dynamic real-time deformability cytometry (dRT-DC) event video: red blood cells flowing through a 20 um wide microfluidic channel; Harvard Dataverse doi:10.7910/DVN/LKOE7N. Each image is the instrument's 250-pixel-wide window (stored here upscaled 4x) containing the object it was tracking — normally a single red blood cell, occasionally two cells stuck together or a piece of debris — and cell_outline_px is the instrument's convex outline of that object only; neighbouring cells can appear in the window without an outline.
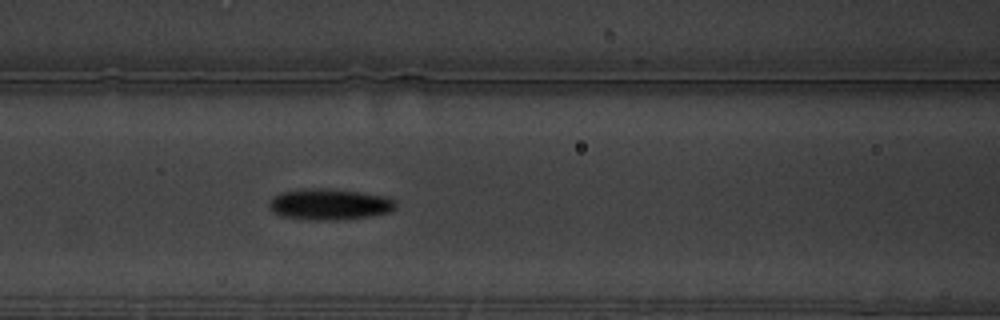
{"species": "common noctule bat (a hibernating species)", "species_latin": "Nyctalus noctula", "temperature_condition": "warm", "stored_images_in_passage": 60, "camera_frame_rate_fps": 3000, "um_per_image_px": 0.085, "animal": {"sex": "male", "body_mass_g": 19.5, "forearm_length_mm": 54.6}, "frame": {"image": 1, "passage_image": 26, "time_ms": 8.333, "image_size_px": [1000, 320], "cell_outline_px": [[396, 208], [392, 212], [372, 216], [340, 220], [308, 220], [280, 216], [272, 212], [268, 208], [268, 200], [272, 196], [280, 192], [308, 188], [328, 188], [360, 192], [388, 196], [396, 200]], "centroid_in_image_um": [28.0, 17.37], "position_along_channel_um": 138.6, "area_um2": 23.64}, "authors_computed_cell_mechanics": {"area_um2": 21.386, "velocity_mm_per_s": 3.3607, "shape_relaxation_time_tau1_ms": 3.0423, "shape_relaxation_time_tau2_ms": 4.679, "deformation_change_tau1": 0.131, "deformation_change_tau2": 0.0979}}